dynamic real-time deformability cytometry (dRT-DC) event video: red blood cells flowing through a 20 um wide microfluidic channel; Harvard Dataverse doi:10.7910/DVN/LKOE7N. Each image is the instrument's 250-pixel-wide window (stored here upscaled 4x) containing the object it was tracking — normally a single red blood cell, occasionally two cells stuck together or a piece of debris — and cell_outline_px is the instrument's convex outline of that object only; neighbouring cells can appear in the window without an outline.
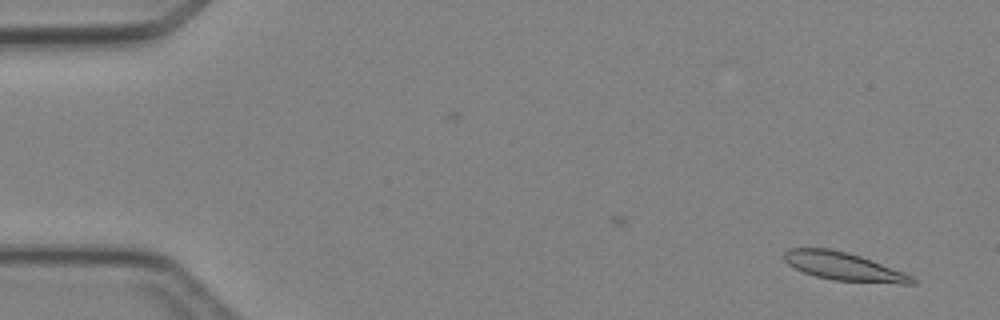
{"species": "Egyptian fruit bat (a non-hibernating species)", "species_latin": "Rousettus aegyptiacus", "temperature_condition": "cold", "stored_images_in_passage": 2, "camera_frame_rate_fps": 3000, "um_per_image_px": 0.085, "animal": {"sex": "female"}, "frame": {"image": 1, "passage_image": 2, "time_ms": 1.333, "image_size_px": [1000, 320], "cell_outline_px": [[916, 284], [900, 284], [832, 280], [816, 276], [804, 272], [788, 264], [784, 260], [784, 252], [788, 248], [832, 248], [848, 252], [860, 256], [904, 272], [912, 276], [916, 280]], "centroid_in_image_um": [71.72, 22.65], "position_along_channel_um": 13.3, "area_um2": 21.04}}